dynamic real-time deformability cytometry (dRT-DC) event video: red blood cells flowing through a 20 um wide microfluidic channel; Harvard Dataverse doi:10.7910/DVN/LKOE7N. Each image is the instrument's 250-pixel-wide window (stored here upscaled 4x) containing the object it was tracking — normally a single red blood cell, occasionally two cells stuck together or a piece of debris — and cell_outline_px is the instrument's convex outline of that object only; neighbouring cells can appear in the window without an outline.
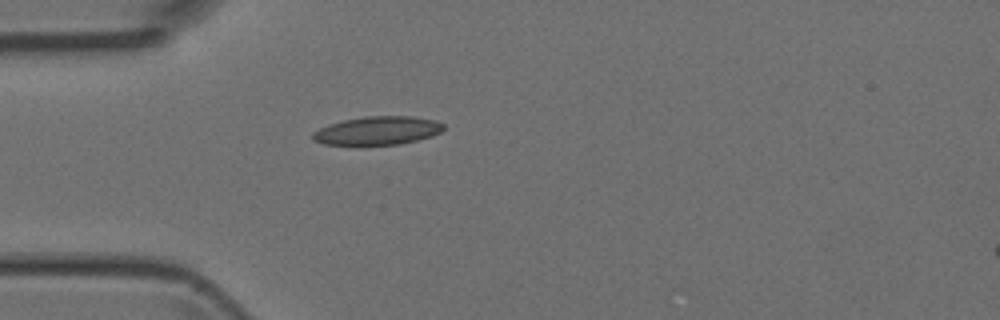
{"species": "Egyptian fruit bat (a non-hibernating species)", "species_latin": "Rousettus aegyptiacus", "temperature_condition": "room temperature", "stored_images_in_passage": 1, "camera_frame_rate_fps": 3000, "um_per_image_px": 0.085, "animal": {"sex": "female"}, "frame": {"image": 1, "passage_image": 1, "time_ms": 0.0, "image_size_px": [1000, 320], "cell_outline_px": [[444, 128], [440, 132], [432, 136], [416, 140], [396, 144], [324, 144], [312, 140], [312, 132], [328, 124], [344, 120], [364, 116], [412, 116], [436, 120], [444, 124]], "centroid_in_image_um": [32.09, 11.08], "position_along_channel_um": 52.9, "area_um2": 21.5}}